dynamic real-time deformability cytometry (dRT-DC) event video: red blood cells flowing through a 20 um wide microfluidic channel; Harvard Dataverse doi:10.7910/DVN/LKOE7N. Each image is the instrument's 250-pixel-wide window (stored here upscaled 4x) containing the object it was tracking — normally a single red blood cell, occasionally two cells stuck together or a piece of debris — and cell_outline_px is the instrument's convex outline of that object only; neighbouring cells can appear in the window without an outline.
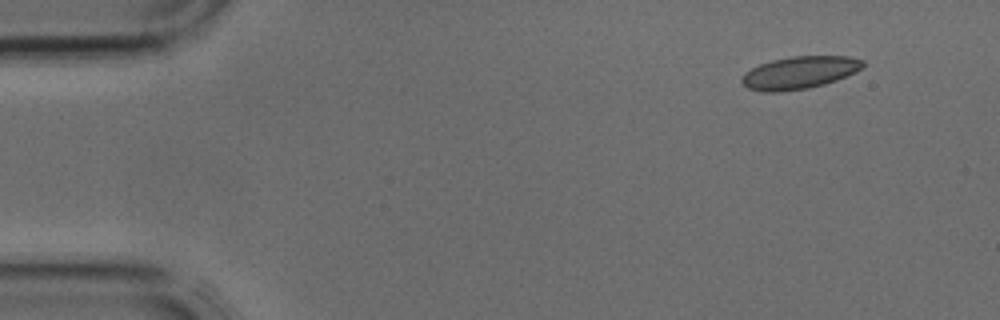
{"species": "common noctule bat (a hibernating species)", "species_latin": "Nyctalus noctula", "temperature_condition": "cold", "stored_images_in_passage": 3, "camera_frame_rate_fps": 3000, "um_per_image_px": 0.085, "animal": {"sex": "male", "body_mass_g": 17.9, "forearm_length_mm": 54.2}, "frame": {"image": 1, "passage_image": 1, "time_ms": 0.0, "image_size_px": [1000, 320], "cell_outline_px": [[864, 64], [856, 72], [836, 80], [824, 84], [808, 88], [780, 92], [764, 92], [748, 88], [740, 80], [744, 72], [760, 64], [772, 60], [792, 56], [848, 56], [864, 60]], "centroid_in_image_um": [67.94, 6.17], "position_along_channel_um": 17.1, "area_um2": 22.89}}
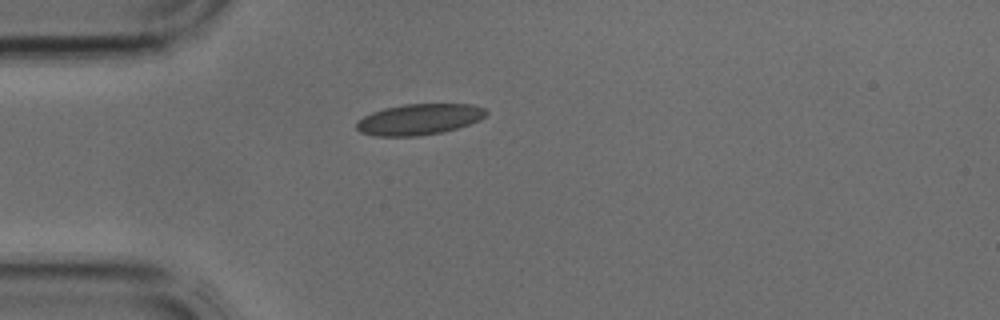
{"frame": {"image": 2, "passage_image": 3, "time_ms": 0.667, "image_size_px": [1000, 320], "cell_outline_px": [[488, 112], [480, 120], [456, 128], [440, 132], [416, 136], [376, 136], [360, 132], [356, 128], [356, 120], [372, 112], [384, 108], [404, 104], [472, 104], [484, 108]], "centroid_in_image_um": [35.59, 10.14], "position_along_channel_um": 49.4, "area_um2": 23.29}}